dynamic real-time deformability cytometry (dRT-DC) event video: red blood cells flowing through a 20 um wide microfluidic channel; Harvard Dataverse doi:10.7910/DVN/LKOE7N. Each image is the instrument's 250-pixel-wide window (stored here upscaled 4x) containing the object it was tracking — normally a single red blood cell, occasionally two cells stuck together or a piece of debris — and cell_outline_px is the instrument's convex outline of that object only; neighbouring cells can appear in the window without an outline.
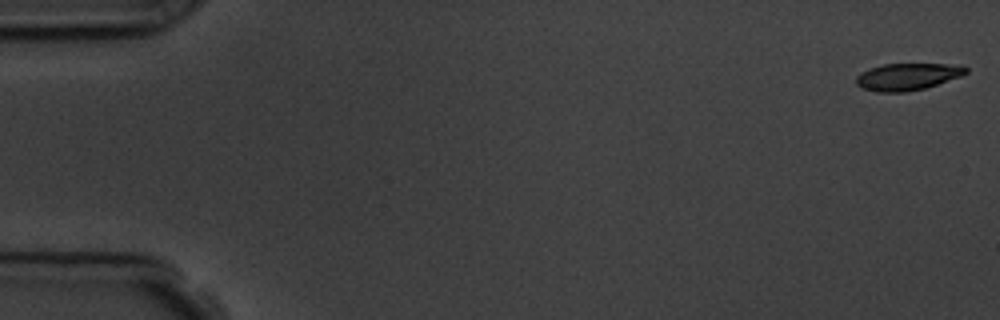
{"species": "common noctule bat (a hibernating species)", "species_latin": "Nyctalus noctula", "temperature_condition": "room temperature", "stored_images_in_passage": 9, "camera_frame_rate_fps": 3000, "um_per_image_px": 0.085, "animal": {"sex": "male", "body_mass_g": 19.5, "forearm_length_mm": 54.6}, "frame": {"image": 1, "passage_image": 1, "time_ms": 0.0, "image_size_px": [1000, 320], "cell_outline_px": [[968, 72], [960, 76], [924, 88], [904, 92], [876, 92], [864, 88], [856, 84], [856, 76], [860, 72], [884, 64], [964, 64], [968, 68]], "centroid_in_image_um": [77.15, 6.5], "position_along_channel_um": 7.8, "area_um2": 17.17}}
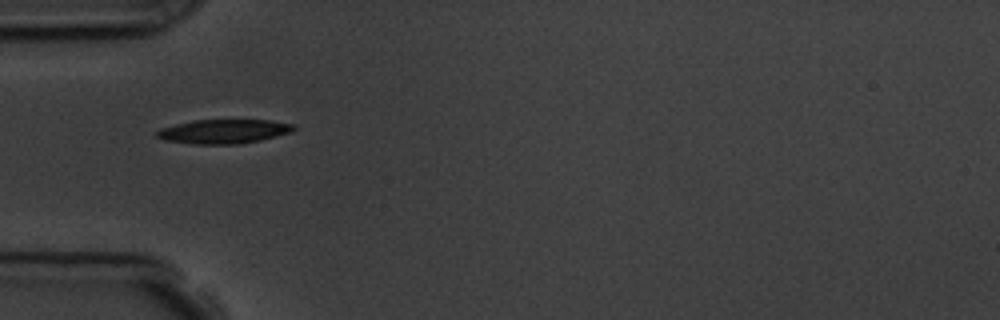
{"frame": {"image": 2, "passage_image": 6, "time_ms": 5.667, "image_size_px": [1000, 320], "cell_outline_px": [[296, 128], [292, 132], [260, 140], [240, 144], [192, 144], [164, 140], [156, 136], [156, 132], [160, 128], [192, 120], [272, 120], [296, 124]], "centroid_in_image_um": [19.04, 11.17], "position_along_channel_um": 66.0, "area_um2": 19.42}}